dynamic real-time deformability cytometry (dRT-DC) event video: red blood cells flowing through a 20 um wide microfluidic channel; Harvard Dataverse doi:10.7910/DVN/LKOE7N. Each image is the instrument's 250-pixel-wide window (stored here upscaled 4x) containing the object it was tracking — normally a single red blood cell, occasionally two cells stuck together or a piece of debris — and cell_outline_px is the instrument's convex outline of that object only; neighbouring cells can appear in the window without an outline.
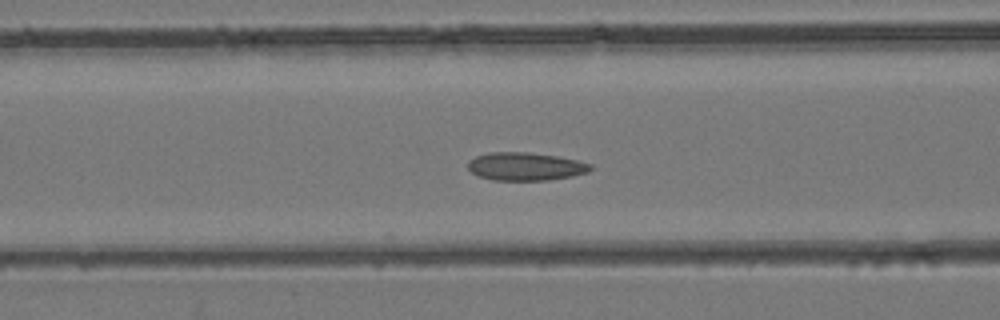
{"species": "common noctule bat (a hibernating species)", "species_latin": "Nyctalus noctula", "temperature_condition": "room temperature", "stored_images_in_passage": 23, "camera_frame_rate_fps": 3000, "um_per_image_px": 0.085, "animal": {"sex": "female", "body_mass_g": 24.6, "forearm_length_mm": 56.2}, "frame": {"image": 1, "passage_image": 6, "time_ms": 1.667, "image_size_px": [1000, 320], "cell_outline_px": [[592, 168], [588, 172], [572, 176], [548, 180], [492, 180], [480, 176], [472, 172], [468, 168], [468, 160], [476, 156], [488, 152], [528, 152], [556, 156], [576, 160], [592, 164]], "centroid_in_image_um": [44.65, 14.14], "position_along_channel_um": 121.9, "area_um2": 20.0}}
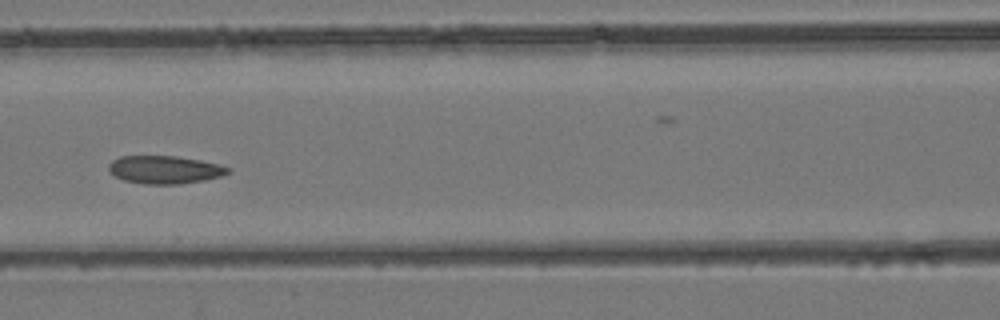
{"frame": {"image": 2, "passage_image": 8, "time_ms": 2.333, "image_size_px": [1000, 320], "cell_outline_px": [[232, 172], [220, 176], [204, 180], [180, 184], [144, 184], [124, 180], [116, 176], [108, 168], [108, 164], [112, 160], [120, 156], [176, 156], [200, 160], [220, 164], [232, 168]], "centroid_in_image_um": [14.04, 14.42], "position_along_channel_um": 152.6, "area_um2": 19.48}}
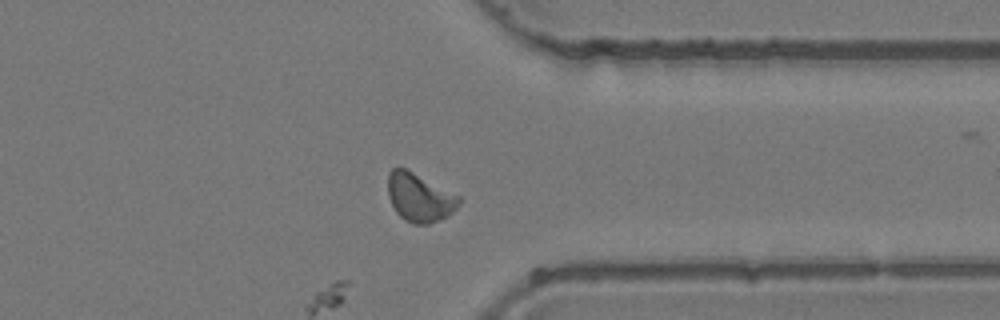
{"frame": {"image": 3, "passage_image": 23, "time_ms": 7.333, "image_size_px": [1000, 320], "cell_outline_px": [[460, 204], [448, 216], [428, 224], [412, 224], [404, 220], [396, 212], [388, 196], [388, 172], [392, 168], [404, 168], [460, 196]], "centroid_in_image_um": [35.64, 16.8], "position_along_channel_um": 375.8, "area_um2": 19.88}}